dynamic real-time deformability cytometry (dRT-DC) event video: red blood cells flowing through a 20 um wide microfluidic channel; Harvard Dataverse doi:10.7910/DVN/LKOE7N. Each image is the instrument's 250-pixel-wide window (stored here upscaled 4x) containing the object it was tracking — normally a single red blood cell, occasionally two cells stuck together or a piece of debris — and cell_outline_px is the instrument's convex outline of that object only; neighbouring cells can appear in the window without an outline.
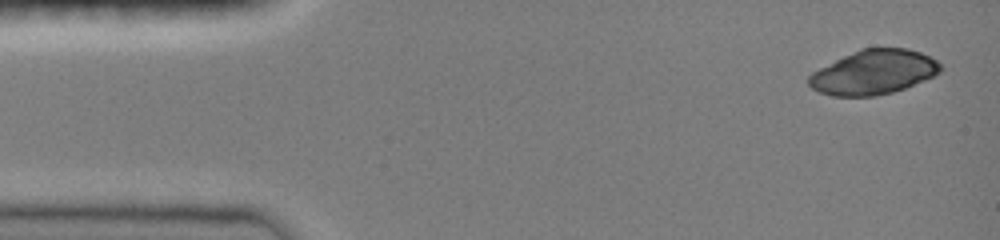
{"species": "common noctule bat (a hibernating species)", "species_latin": "Nyctalus noctula", "temperature_condition": "room temperature", "stored_images_in_passage": 10, "camera_frame_rate_fps": 3000, "um_per_image_px": 0.085, "animal": {"sex": "female", "body_mass_g": 19.0, "forearm_length_mm": 51.5}, "frame": {"image": 1, "passage_image": 1, "time_ms": 0.0, "image_size_px": [1000, 240], "cell_outline_px": [[944, 68], [940, 72], [924, 80], [904, 88], [892, 92], [876, 96], [832, 96], [820, 92], [812, 88], [808, 84], [808, 76], [812, 72], [860, 48], [908, 48], [920, 52], [936, 60]], "centroid_in_image_um": [74.26, 6.14], "position_along_channel_um": 10.7, "area_um2": 33.87}}